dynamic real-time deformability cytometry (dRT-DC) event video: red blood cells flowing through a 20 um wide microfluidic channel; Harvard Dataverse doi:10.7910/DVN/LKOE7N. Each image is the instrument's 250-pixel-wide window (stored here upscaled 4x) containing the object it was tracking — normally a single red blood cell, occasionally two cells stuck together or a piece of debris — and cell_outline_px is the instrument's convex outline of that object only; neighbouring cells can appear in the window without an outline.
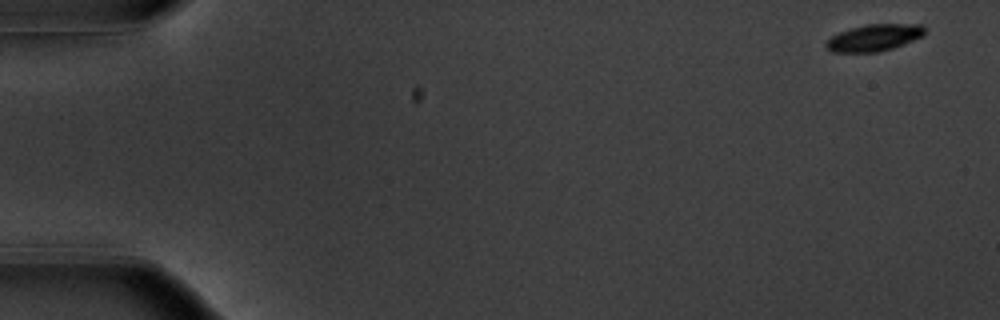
{"species": "common noctule bat (a hibernating species)", "species_latin": "Nyctalus noctula", "temperature_condition": "warm", "stored_images_in_passage": 54, "camera_frame_rate_fps": 3000, "um_per_image_px": 0.085, "animal": {"sex": "male", "body_mass_g": 20.1, "forearm_length_mm": 53.5}, "frame": {"image": 1, "passage_image": 1, "time_ms": 0.0, "image_size_px": [1000, 320], "cell_outline_px": [[924, 36], [904, 44], [880, 52], [832, 52], [824, 44], [832, 36], [840, 32], [852, 28], [868, 24], [924, 24]], "centroid_in_image_um": [74.34, 3.2], "position_along_channel_um": 10.7, "area_um2": 15.32}}
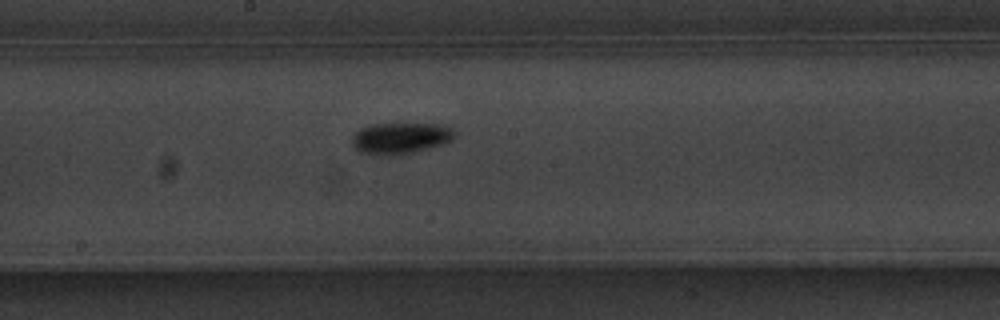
{"frame": {"image": 2, "passage_image": 29, "time_ms": 9.333, "image_size_px": [1000, 320], "cell_outline_px": [[456, 132], [452, 140], [440, 144], [412, 152], [392, 156], [380, 156], [360, 152], [352, 148], [352, 136], [360, 128], [368, 124], [440, 124], [452, 128]], "centroid_in_image_um": [33.97, 11.75], "position_along_channel_um": 214.2, "area_um2": 18.79}}
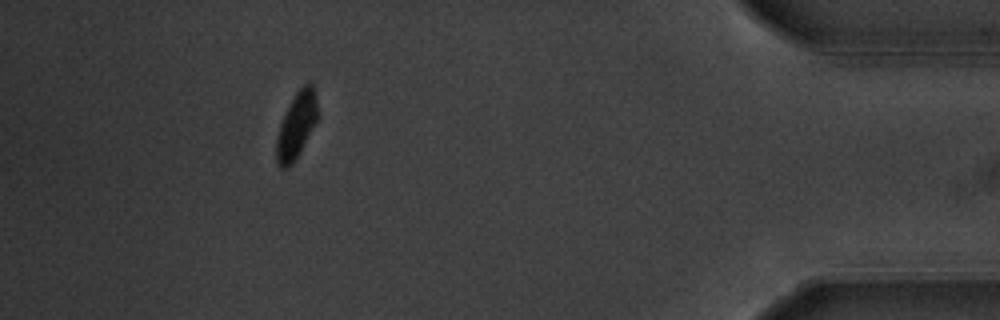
{"frame": {"image": 3, "passage_image": 49, "time_ms": 16.0, "image_size_px": [1000, 320], "cell_outline_px": [[320, 116], [300, 152], [292, 164], [284, 168], [280, 168], [276, 160], [276, 136], [280, 124], [296, 92], [304, 84], [312, 84], [316, 96]], "centroid_in_image_um": [25.22, 10.67], "position_along_channel_um": 410.0, "area_um2": 15.84}, "authors_computed_cell_mechanics": {"area_um2": 16.4152, "velocity_mm_per_s": 3.7068, "shape_relaxation_time_tau1_ms": 2.4314, "shape_relaxation_time_tau2_ms": null, "deformation_change_tau1": 0.1214, "deformation_change_tau2": null}}